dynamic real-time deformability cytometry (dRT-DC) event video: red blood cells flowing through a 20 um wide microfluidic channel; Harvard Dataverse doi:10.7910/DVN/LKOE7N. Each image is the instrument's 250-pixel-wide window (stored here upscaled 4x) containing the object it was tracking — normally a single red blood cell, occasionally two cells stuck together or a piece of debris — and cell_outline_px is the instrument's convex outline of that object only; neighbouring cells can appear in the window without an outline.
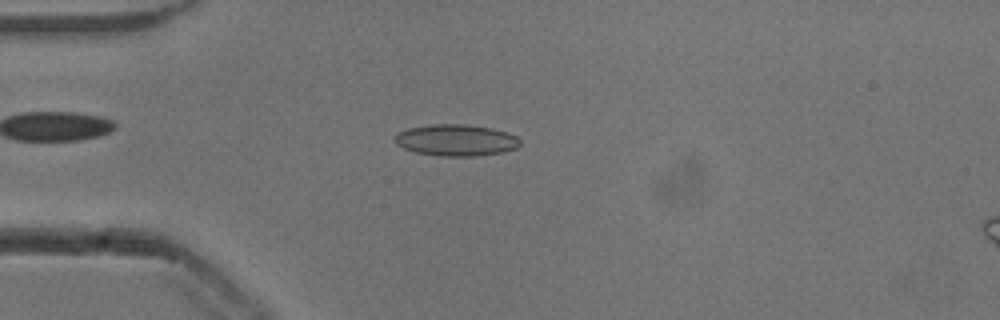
{"species": "common noctule bat (a hibernating species)", "species_latin": "Nyctalus noctula", "temperature_condition": "cold", "stored_images_in_passage": 39, "camera_frame_rate_fps": 3000, "um_per_image_px": 0.085, "animal": {"sex": "male", "body_mass_g": 13.3}, "frame": {"image": 1, "passage_image": 7, "time_ms": 2.0, "image_size_px": [1000, 320], "cell_outline_px": [[520, 144], [516, 148], [504, 152], [476, 156], [440, 156], [416, 152], [404, 148], [396, 144], [396, 136], [400, 132], [408, 128], [432, 124], [460, 124], [488, 128], [508, 132], [516, 136], [520, 140]], "centroid_in_image_um": [38.79, 11.92], "position_along_channel_um": 46.2, "area_um2": 22.77}}
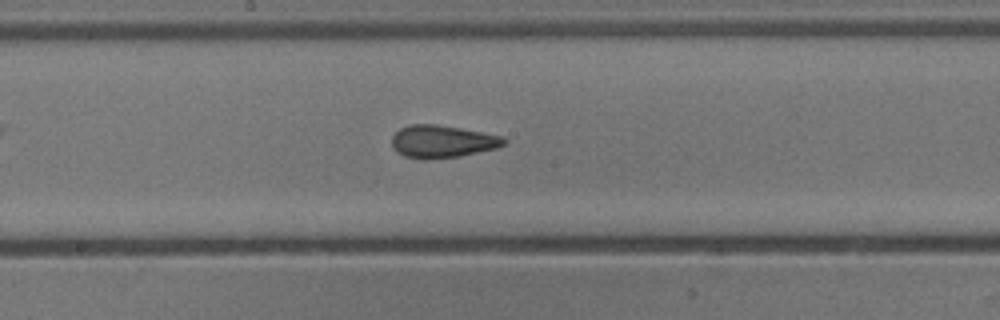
{"frame": {"image": 2, "passage_image": 21, "time_ms": 6.667, "image_size_px": [1000, 320], "cell_outline_px": [[508, 140], [504, 144], [496, 148], [460, 156], [424, 160], [420, 160], [404, 156], [396, 152], [392, 148], [392, 136], [400, 128], [412, 124], [436, 124], [460, 128], [500, 136]], "centroid_in_image_um": [37.54, 12.04], "position_along_channel_um": 210.7, "area_um2": 21.27}}
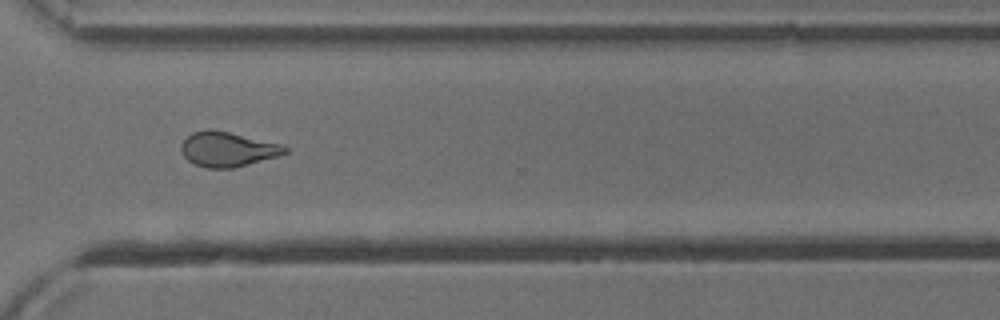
{"frame": {"image": 3, "passage_image": 32, "time_ms": 10.333, "image_size_px": [1000, 320], "cell_outline_px": [[288, 152], [280, 156], [232, 168], [208, 168], [196, 164], [188, 160], [184, 156], [180, 148], [180, 144], [192, 132], [208, 128], [212, 128], [280, 144], [288, 148]], "centroid_in_image_um": [19.33, 12.67], "position_along_channel_um": 351.3, "area_um2": 20.98}, "authors_computed_cell_mechanics": {"area_um2": 20.9236, "velocity_mm_per_s": 3.8543, "shape_relaxation_time_tau1_ms": 5.7426, "shape_relaxation_time_tau2_ms": 1.6426, "deformation_change_tau1": 0.1363, "deformation_change_tau2": 0.0738}}